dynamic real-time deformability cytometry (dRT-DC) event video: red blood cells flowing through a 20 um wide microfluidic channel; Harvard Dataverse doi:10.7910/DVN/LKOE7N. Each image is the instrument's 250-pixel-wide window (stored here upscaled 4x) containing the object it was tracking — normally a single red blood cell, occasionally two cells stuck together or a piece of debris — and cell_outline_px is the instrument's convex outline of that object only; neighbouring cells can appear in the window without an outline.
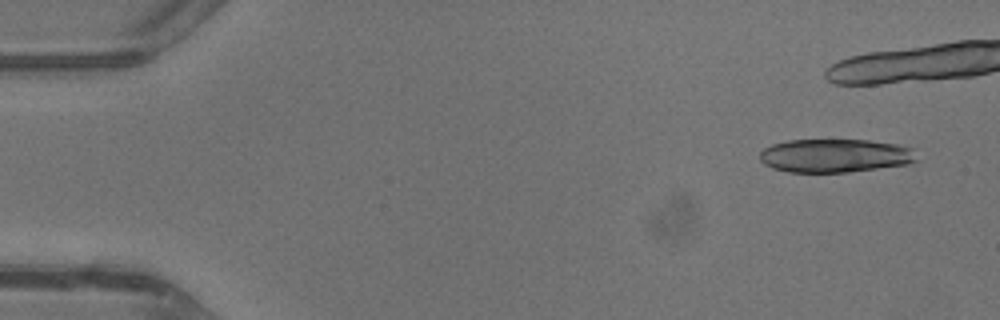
{"species": "common noctule bat (a hibernating species)", "species_latin": "Nyctalus noctula", "temperature_condition": "warm", "stored_images_in_passage": 13, "camera_frame_rate_fps": 3000, "um_per_image_px": 0.085, "animal": {"sex": "male", "body_mass_g": 13.3}, "frame": {"image": 1, "passage_image": 3, "time_ms": 0.667, "image_size_px": [1000, 320], "cell_outline_px": [[916, 160], [908, 164], [848, 172], [788, 172], [772, 168], [764, 164], [760, 160], [760, 152], [764, 148], [772, 144], [788, 140], [868, 140], [896, 144], [912, 148]], "centroid_in_image_um": [70.94, 13.23], "position_along_channel_um": 14.1, "area_um2": 30.52}}